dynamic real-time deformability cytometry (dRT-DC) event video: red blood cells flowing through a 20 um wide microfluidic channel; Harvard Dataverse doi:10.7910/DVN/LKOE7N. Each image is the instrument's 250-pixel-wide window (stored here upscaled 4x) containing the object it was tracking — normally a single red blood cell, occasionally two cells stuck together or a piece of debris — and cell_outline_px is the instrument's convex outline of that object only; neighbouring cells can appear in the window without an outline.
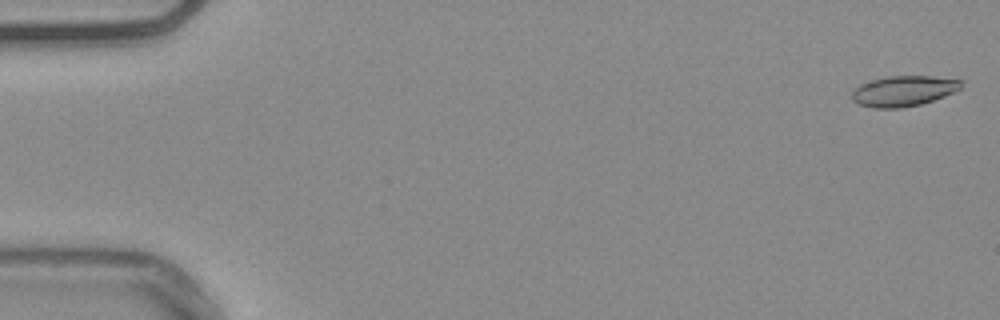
{"species": "common noctule bat (a hibernating species)", "species_latin": "Nyctalus noctula", "temperature_condition": "warm", "stored_images_in_passage": 55, "camera_frame_rate_fps": 3000, "um_per_image_px": 0.085, "animal": {"sex": "male", "body_mass_g": 20.4}, "frame": {"image": 1, "passage_image": 2, "time_ms": 0.333, "image_size_px": [1000, 320], "cell_outline_px": [[964, 80], [960, 88], [944, 96], [920, 104], [900, 108], [872, 108], [860, 104], [852, 100], [852, 92], [860, 84], [872, 80], [888, 76], [932, 76]], "centroid_in_image_um": [76.79, 7.73], "position_along_channel_um": 8.2, "area_um2": 19.25}}
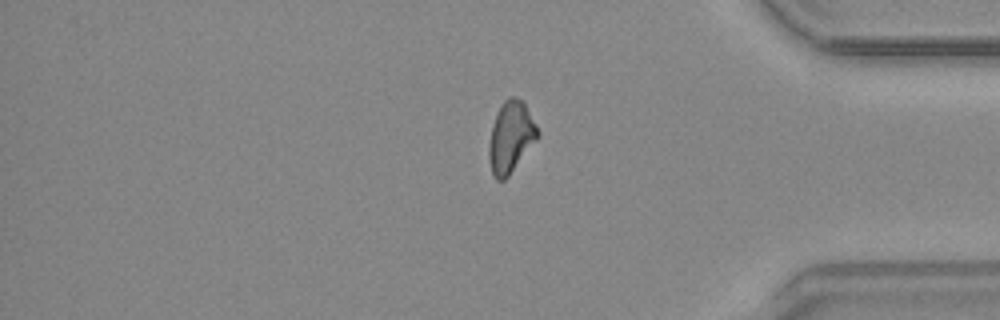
{"frame": {"image": 2, "passage_image": 46, "time_ms": 15.0, "image_size_px": [1000, 320], "cell_outline_px": [[540, 136], [508, 176], [504, 180], [496, 180], [492, 176], [488, 160], [488, 148], [492, 124], [504, 100], [508, 96], [512, 96], [524, 100], [540, 132]], "centroid_in_image_um": [43.42, 11.65], "position_along_channel_um": 391.8, "area_um2": 20.46}}
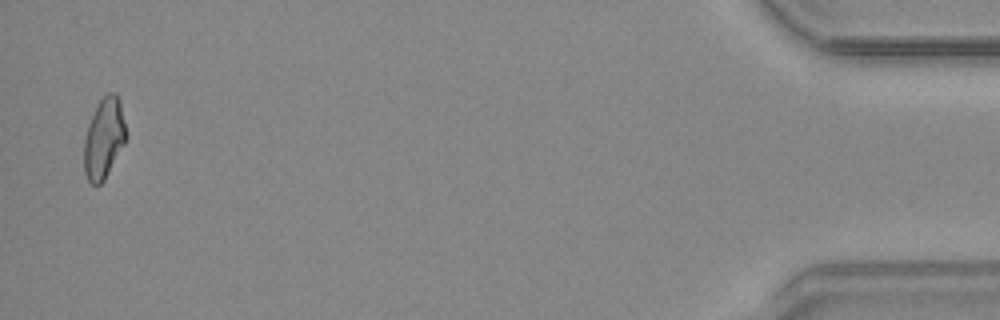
{"frame": {"image": 3, "passage_image": 54, "time_ms": 17.667, "image_size_px": [1000, 320], "cell_outline_px": [[128, 136], [124, 144], [104, 180], [100, 184], [92, 184], [88, 180], [84, 172], [84, 140], [88, 124], [100, 100], [108, 92], [116, 92], [120, 100]], "centroid_in_image_um": [8.85, 11.74], "position_along_channel_um": 426.3, "area_um2": 19.71}, "authors_computed_cell_mechanics": {"area_um2": 19.8832, "velocity_mm_per_s": 3.7786, "shape_relaxation_time_tau1_ms": null, "shape_relaxation_time_tau2_ms": 8.7249, "deformation_change_tau1": null, "deformation_change_tau2": 0.1787}}